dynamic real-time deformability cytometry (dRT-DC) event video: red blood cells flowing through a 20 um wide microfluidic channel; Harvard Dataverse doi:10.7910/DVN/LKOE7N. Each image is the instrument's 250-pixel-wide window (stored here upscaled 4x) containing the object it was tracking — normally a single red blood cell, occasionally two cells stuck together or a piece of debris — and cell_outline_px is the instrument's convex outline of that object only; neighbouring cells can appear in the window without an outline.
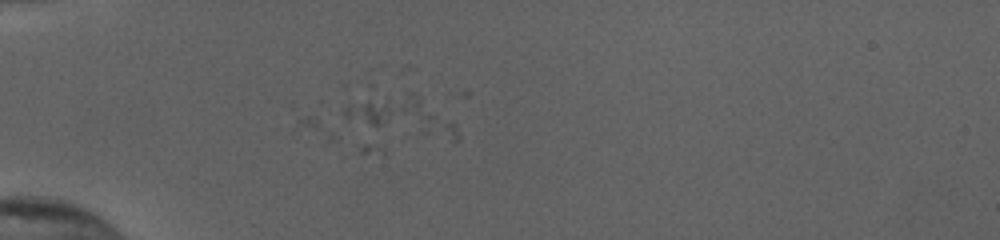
{"species": "human", "species_latin": "Homo sapiens", "temperature_condition": "cold", "stored_images_in_passage": 35, "camera_frame_rate_fps": 3000, "um_per_image_px": 0.085, "donor": {"sex": "female"}, "frame": {"image": 1, "passage_image": 6, "time_ms": 1.667, "image_size_px": [1000, 240], "cell_outline_px": [[460, 140], [452, 140], [372, 124], [344, 116], [340, 112], [348, 104], [368, 100], [412, 92], [456, 124]], "centroid_in_image_um": [34.31, 9.82], "position_along_channel_um": 50.7, "area_um2": 22.31}}
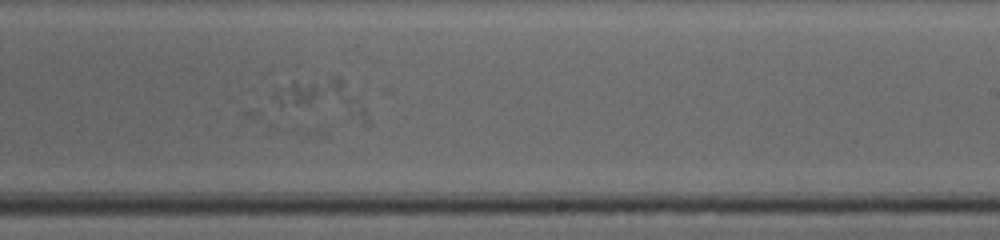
{"frame": {"image": 2, "passage_image": 25, "time_ms": 8.0, "image_size_px": [1000, 240], "cell_outline_px": [[372, 124], [368, 128], [280, 108], [272, 92], [276, 88], [292, 80], [332, 76], [340, 76], [364, 108]], "centroid_in_image_um": [27.43, 8.5], "position_along_channel_um": 261.6, "area_um2": 22.54}}